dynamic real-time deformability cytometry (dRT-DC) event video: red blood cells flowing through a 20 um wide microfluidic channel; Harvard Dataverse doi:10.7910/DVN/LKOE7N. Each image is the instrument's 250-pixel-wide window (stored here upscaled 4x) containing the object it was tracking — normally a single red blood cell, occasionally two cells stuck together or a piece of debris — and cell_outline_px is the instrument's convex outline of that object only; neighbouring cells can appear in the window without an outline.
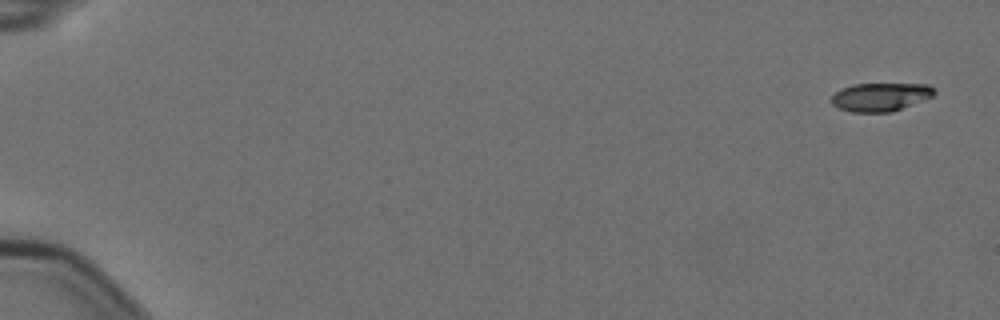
{"species": "Egyptian fruit bat (a non-hibernating species)", "species_latin": "Rousettus aegyptiacus", "temperature_condition": "cold", "stored_images_in_passage": 6, "camera_frame_rate_fps": 3000, "um_per_image_px": 0.085, "animal": {"sex": "female"}, "frame": {"image": 1, "passage_image": 1, "time_ms": 0.0, "image_size_px": [1000, 320], "cell_outline_px": [[936, 92], [932, 96], [924, 100], [892, 112], [852, 112], [840, 108], [832, 104], [832, 96], [840, 88], [852, 84], [928, 84]], "centroid_in_image_um": [74.84, 8.24], "position_along_channel_um": 10.2, "area_um2": 16.94}}
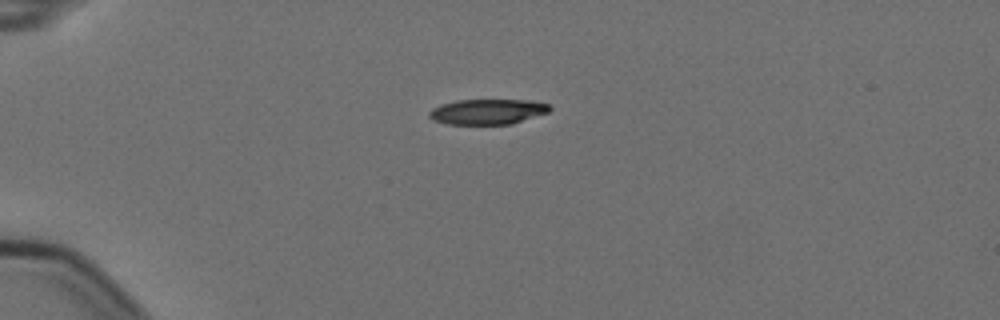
{"frame": {"image": 2, "passage_image": 4, "time_ms": 1.0, "image_size_px": [1000, 320], "cell_outline_px": [[552, 108], [548, 112], [512, 124], [448, 124], [432, 120], [428, 116], [428, 112], [432, 108], [456, 100], [528, 100], [548, 104]], "centroid_in_image_um": [41.43, 9.49], "position_along_channel_um": 43.6, "area_um2": 17.69}}
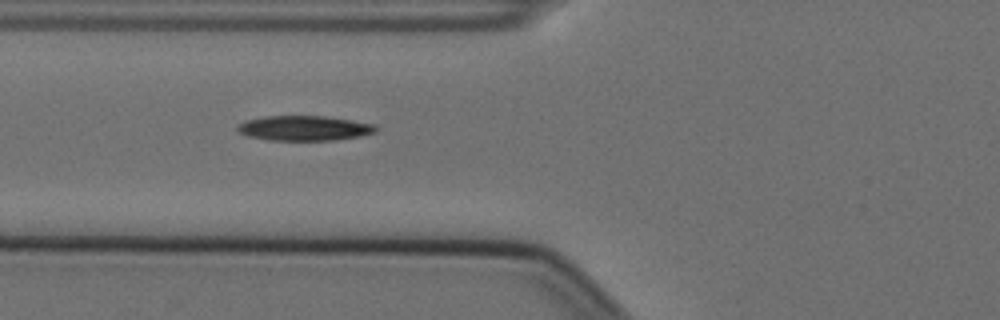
{"frame": {"image": 3, "passage_image": 6, "time_ms": 1.667, "image_size_px": [1000, 320], "cell_outline_px": [[376, 132], [360, 136], [332, 140], [268, 140], [248, 136], [240, 132], [236, 128], [244, 120], [264, 116], [324, 116], [352, 120], [376, 124]], "centroid_in_image_um": [25.86, 10.89], "position_along_channel_um": 99.9, "area_um2": 20.06}}